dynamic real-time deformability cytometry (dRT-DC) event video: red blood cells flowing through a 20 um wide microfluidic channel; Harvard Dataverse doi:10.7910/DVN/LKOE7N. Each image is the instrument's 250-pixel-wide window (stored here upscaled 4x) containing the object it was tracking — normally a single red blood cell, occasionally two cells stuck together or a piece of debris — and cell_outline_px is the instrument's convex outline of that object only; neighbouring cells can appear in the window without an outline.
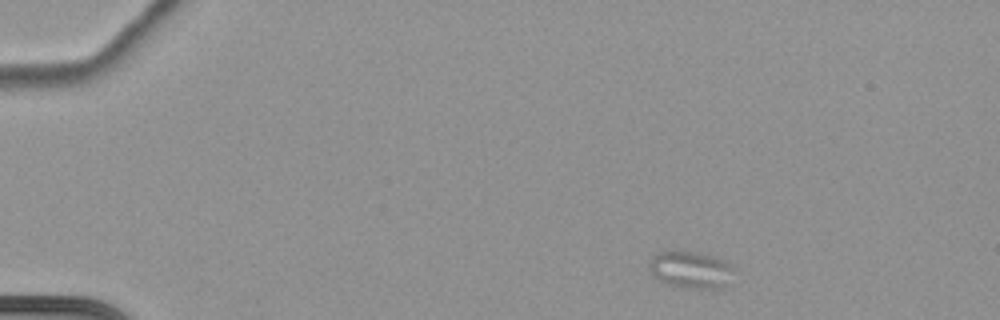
{"species": "common noctule bat (a hibernating species)", "species_latin": "Nyctalus noctula", "temperature_condition": "cold", "stored_images_in_passage": 54, "camera_frame_rate_fps": 3000, "um_per_image_px": 0.085, "animal": {"sex": "female", "body_mass_g": 22.7, "forearm_length_mm": 54.2}, "frame": {"image": 1, "passage_image": 1, "time_ms": 0.0, "image_size_px": [1000, 320], "cell_outline_px": [[736, 268], [724, 284], [720, 288], [684, 288], [668, 284], [656, 280], [652, 276], [648, 268], [648, 264], [652, 256], [656, 252], [672, 248], [696, 252], [712, 256], [724, 260], [732, 264]], "centroid_in_image_um": [58.62, 22.88], "position_along_channel_um": 26.4, "area_um2": 18.84}}
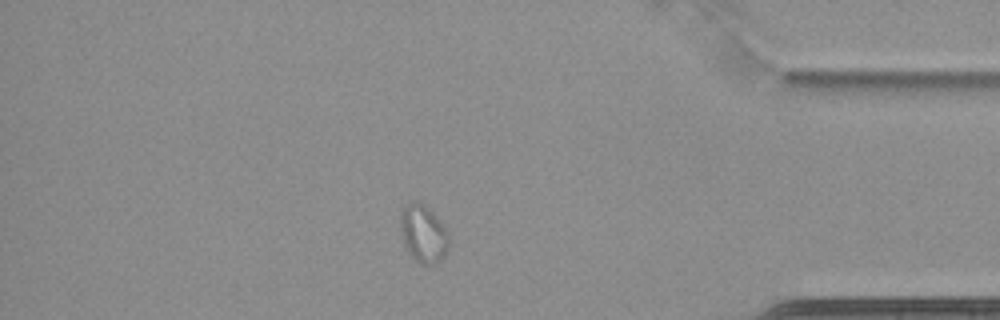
{"frame": {"image": 2, "passage_image": 46, "time_ms": 15.0, "image_size_px": [1000, 320], "cell_outline_px": [[448, 248], [444, 256], [440, 260], [432, 264], [420, 264], [408, 252], [400, 232], [400, 212], [404, 204], [412, 200], [416, 200], [432, 212], [448, 228]], "centroid_in_image_um": [35.97, 19.83], "position_along_channel_um": 399.2, "area_um2": 16.42}}
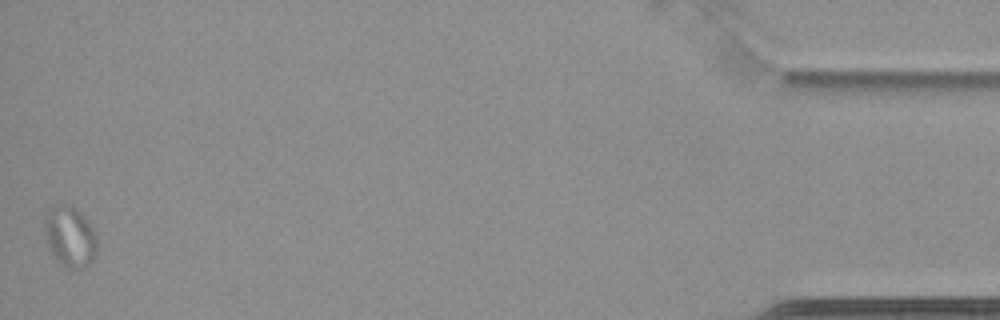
{"frame": {"image": 3, "passage_image": 54, "time_ms": 17.667, "image_size_px": [1000, 320], "cell_outline_px": [[96, 256], [88, 264], [80, 268], [68, 268], [52, 256], [48, 244], [44, 228], [44, 216], [48, 208], [56, 204], [68, 204], [76, 208], [84, 216], [96, 232]], "centroid_in_image_um": [5.93, 20.07], "position_along_channel_um": 429.3, "area_um2": 18.67}}